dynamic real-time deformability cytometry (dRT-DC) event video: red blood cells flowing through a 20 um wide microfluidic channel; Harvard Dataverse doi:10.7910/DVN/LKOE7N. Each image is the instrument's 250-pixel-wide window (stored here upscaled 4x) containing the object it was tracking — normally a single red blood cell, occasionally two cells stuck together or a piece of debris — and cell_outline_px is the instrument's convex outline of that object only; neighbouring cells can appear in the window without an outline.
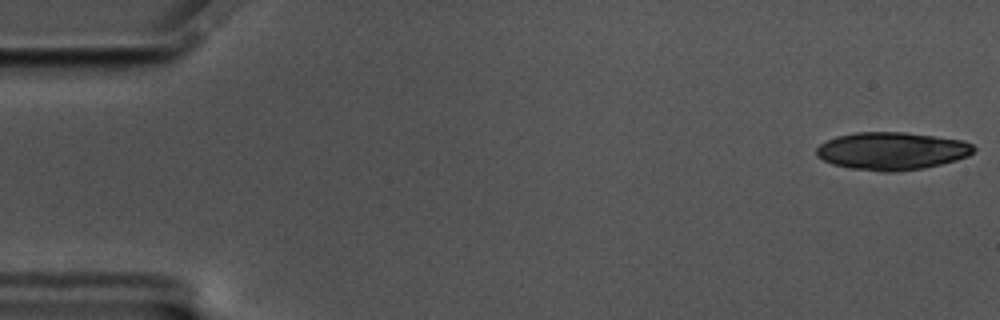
{"species": "common noctule bat (a hibernating species)", "species_latin": "Nyctalus noctula", "temperature_condition": "cold", "stored_images_in_passage": 56, "camera_frame_rate_fps": 3000, "um_per_image_px": 0.085, "animal": {"sex": "male", "body_mass_g": 17.5, "forearm_length_mm": 52.3}, "frame": {"image": 1, "passage_image": 1, "time_ms": 0.0, "image_size_px": [1000, 320], "cell_outline_px": [[976, 148], [968, 156], [956, 160], [924, 168], [892, 172], [884, 172], [852, 168], [832, 164], [816, 156], [816, 148], [820, 144], [836, 136], [856, 132], [904, 132], [936, 136], [964, 140], [972, 144]], "centroid_in_image_um": [75.81, 12.82], "position_along_channel_um": 9.2, "area_um2": 34.56}}
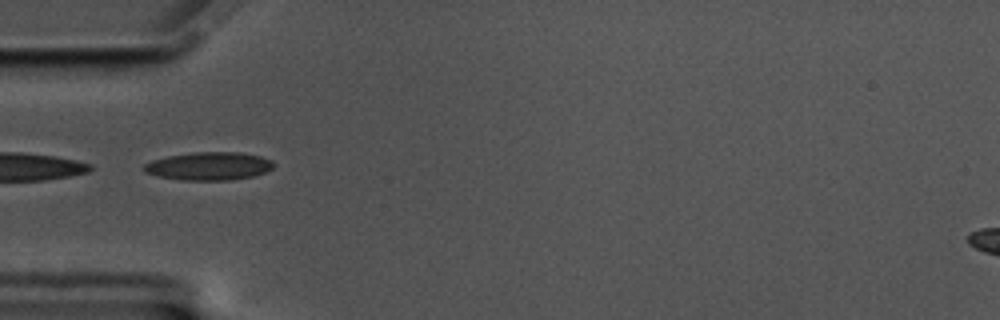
{"frame": {"image": 2, "passage_image": 18, "time_ms": 5.667, "image_size_px": [1000, 320], "cell_outline_px": [[272, 168], [264, 172], [252, 176], [228, 180], [180, 180], [156, 176], [144, 172], [144, 164], [152, 160], [168, 156], [192, 152], [240, 152], [260, 156], [272, 160]], "centroid_in_image_um": [17.71, 14.11], "position_along_channel_um": 67.3, "area_um2": 21.15}, "authors_computed_cell_mechanics": {"area_um2": 22.3397, "velocity_mm_per_s": 3.4979, "shape_relaxation_time_tau1_ms": 4.0663, "shape_relaxation_time_tau2_ms": 2.1932, "deformation_change_tau1": 0.1405, "deformation_change_tau2": 0.1114}}